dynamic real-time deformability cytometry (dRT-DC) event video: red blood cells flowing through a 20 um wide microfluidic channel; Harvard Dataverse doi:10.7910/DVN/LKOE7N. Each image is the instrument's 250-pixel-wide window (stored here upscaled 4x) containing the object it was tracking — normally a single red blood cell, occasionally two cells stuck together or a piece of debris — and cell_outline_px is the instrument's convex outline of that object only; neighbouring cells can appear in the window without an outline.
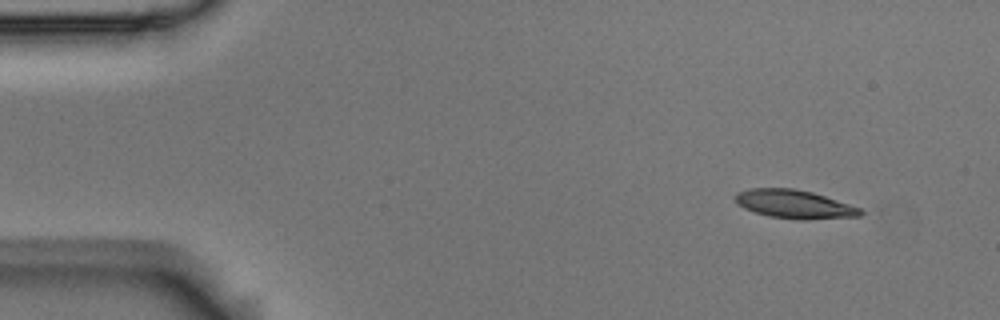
{"species": "Egyptian fruit bat (a non-hibernating species)", "species_latin": "Rousettus aegyptiacus", "temperature_condition": "room temperature", "stored_images_in_passage": 4, "camera_frame_rate_fps": 3000, "um_per_image_px": 0.085, "animal": {"sex": "male"}, "frame": {"image": 1, "passage_image": 1, "time_ms": 0.0, "image_size_px": [1000, 320], "cell_outline_px": [[864, 212], [860, 216], [804, 220], [800, 220], [768, 216], [744, 208], [736, 204], [732, 196], [736, 192], [748, 188], [792, 188], [812, 192], [860, 208]], "centroid_in_image_um": [67.45, 17.35], "position_along_channel_um": 17.6, "area_um2": 20.87}}
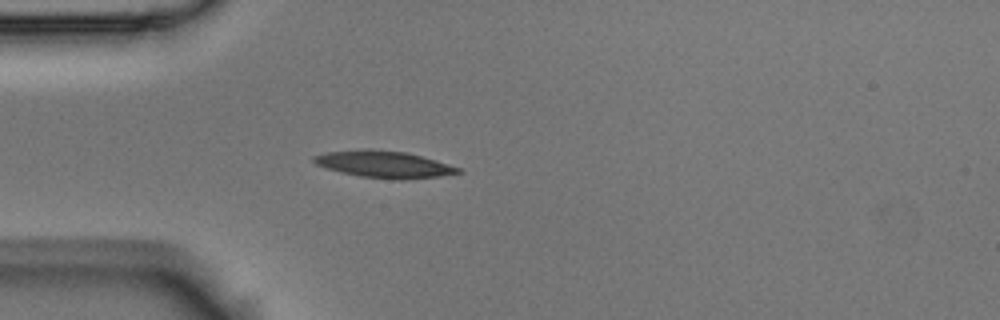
{"frame": {"image": 2, "passage_image": 4, "time_ms": 1.0, "image_size_px": [1000, 320], "cell_outline_px": [[464, 172], [440, 176], [400, 180], [392, 180], [360, 176], [340, 172], [324, 168], [316, 164], [312, 160], [312, 156], [328, 152], [364, 148], [368, 148], [404, 152], [420, 156], [460, 168]], "centroid_in_image_um": [32.59, 13.97], "position_along_channel_um": 52.4, "area_um2": 22.6}}